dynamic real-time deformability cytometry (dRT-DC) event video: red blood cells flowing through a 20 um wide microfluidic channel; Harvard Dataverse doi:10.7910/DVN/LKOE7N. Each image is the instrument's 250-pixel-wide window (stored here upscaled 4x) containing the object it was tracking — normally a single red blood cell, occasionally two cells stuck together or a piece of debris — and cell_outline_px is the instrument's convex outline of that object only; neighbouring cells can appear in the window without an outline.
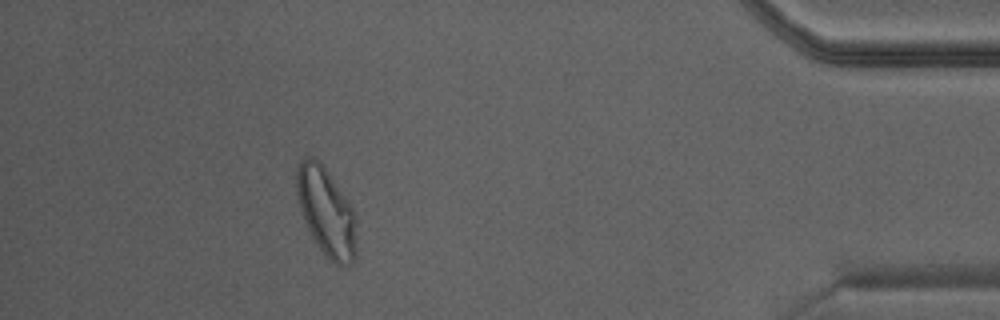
{"species": "Egyptian fruit bat (a non-hibernating species)", "species_latin": "Rousettus aegyptiacus", "temperature_condition": "warm", "stored_images_in_passage": 31, "segment_of_instrument_passage": [1, 2], "camera_frame_rate_fps": 3000, "um_per_image_px": 0.085, "animal": {"sex": "male"}, "frame": {"image": 1, "passage_image": 27, "time_ms": 8.667, "image_size_px": [1000, 320], "cell_outline_px": [[356, 256], [352, 264], [344, 268], [336, 264], [320, 248], [312, 236], [308, 228], [300, 208], [296, 192], [296, 168], [300, 160], [308, 156], [312, 156], [320, 160], [352, 208], [356, 220]], "centroid_in_image_um": [27.74, 18.0], "position_along_channel_um": 407.5, "area_um2": 30.69}}